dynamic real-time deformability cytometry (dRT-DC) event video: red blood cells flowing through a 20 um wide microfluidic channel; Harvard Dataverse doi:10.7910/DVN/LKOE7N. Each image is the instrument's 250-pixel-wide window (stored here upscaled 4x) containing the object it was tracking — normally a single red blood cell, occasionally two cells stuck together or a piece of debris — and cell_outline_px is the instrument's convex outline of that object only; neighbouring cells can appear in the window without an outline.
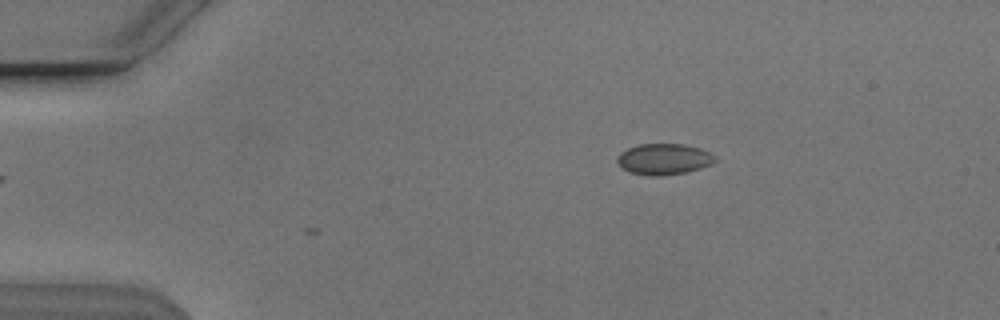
{"species": "Egyptian fruit bat (a non-hibernating species)", "species_latin": "Rousettus aegyptiacus", "temperature_condition": "cold", "stored_images_in_passage": 2, "camera_frame_rate_fps": 3000, "um_per_image_px": 0.085, "animal": {"sex": "male"}, "frame": {"image": 1, "passage_image": 2, "time_ms": 0.333, "image_size_px": [1000, 320], "cell_outline_px": [[716, 160], [700, 168], [688, 172], [660, 176], [648, 176], [628, 172], [616, 160], [620, 152], [628, 148], [640, 144], [684, 144], [700, 148], [716, 156]], "centroid_in_image_um": [56.41, 13.53], "position_along_channel_um": 28.6, "area_um2": 17.63}}